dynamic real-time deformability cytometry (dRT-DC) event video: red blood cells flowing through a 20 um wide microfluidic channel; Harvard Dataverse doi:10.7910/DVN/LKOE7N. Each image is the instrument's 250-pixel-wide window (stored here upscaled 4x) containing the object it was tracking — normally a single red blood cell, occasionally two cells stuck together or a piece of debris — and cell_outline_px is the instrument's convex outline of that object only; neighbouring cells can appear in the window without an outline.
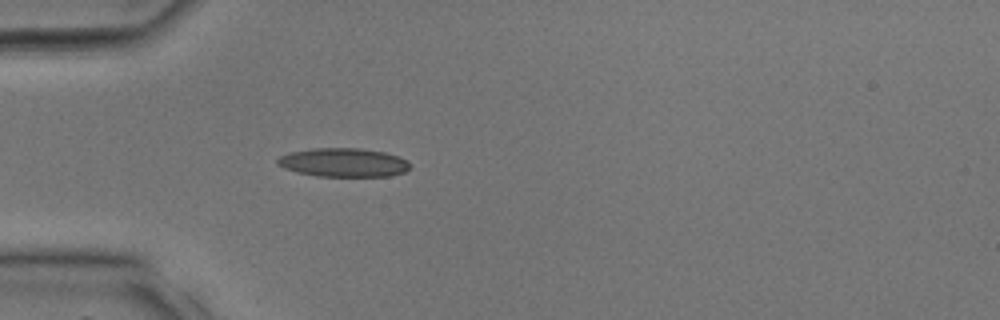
{"species": "common noctule bat (a hibernating species)", "species_latin": "Nyctalus noctula", "temperature_condition": "room temperature", "stored_images_in_passage": 25, "camera_frame_rate_fps": 3000, "um_per_image_px": 0.085, "animal": {"sex": "male", "body_mass_g": 17.9, "forearm_length_mm": 54.2}, "frame": {"image": 1, "passage_image": 1, "time_ms": 0.0, "image_size_px": [1000, 320], "cell_outline_px": [[408, 168], [404, 172], [392, 176], [316, 176], [296, 172], [284, 168], [276, 164], [276, 160], [280, 156], [292, 152], [312, 148], [360, 148], [384, 152], [408, 160]], "centroid_in_image_um": [29.16, 13.81], "position_along_channel_um": 55.8, "area_um2": 22.14}}
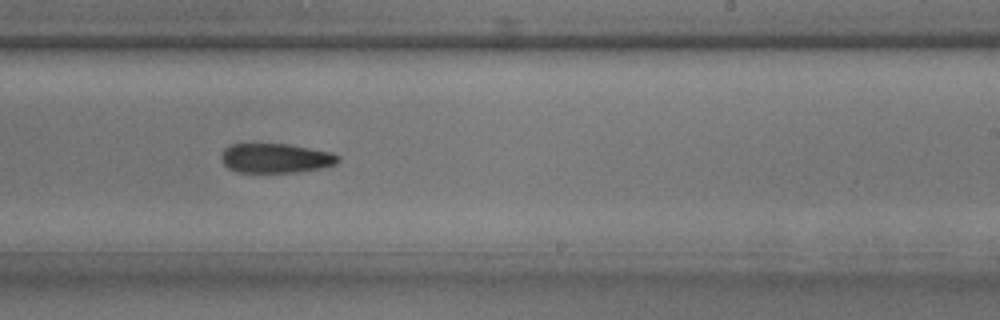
{"frame": {"image": 2, "passage_image": 12, "time_ms": 3.667, "image_size_px": [1000, 320], "cell_outline_px": [[340, 160], [336, 164], [320, 168], [300, 172], [236, 172], [228, 168], [220, 160], [220, 156], [224, 148], [228, 144], [288, 144], [332, 152], [340, 156]], "centroid_in_image_um": [23.42, 13.44], "position_along_channel_um": 265.6, "area_um2": 20.29}}
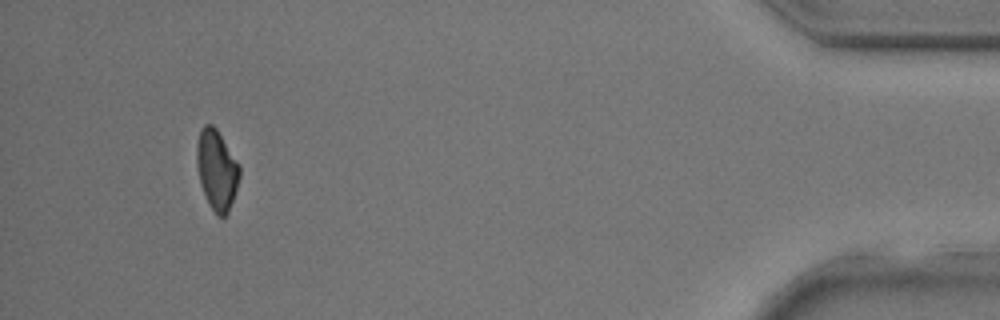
{"frame": {"image": 3, "passage_image": 23, "time_ms": 7.333, "image_size_px": [1000, 320], "cell_outline_px": [[240, 176], [228, 212], [224, 216], [216, 216], [208, 204], [200, 184], [196, 164], [196, 144], [200, 128], [204, 124], [212, 124], [216, 128], [240, 164]], "centroid_in_image_um": [18.4, 14.41], "position_along_channel_um": 416.8, "area_um2": 20.17}}